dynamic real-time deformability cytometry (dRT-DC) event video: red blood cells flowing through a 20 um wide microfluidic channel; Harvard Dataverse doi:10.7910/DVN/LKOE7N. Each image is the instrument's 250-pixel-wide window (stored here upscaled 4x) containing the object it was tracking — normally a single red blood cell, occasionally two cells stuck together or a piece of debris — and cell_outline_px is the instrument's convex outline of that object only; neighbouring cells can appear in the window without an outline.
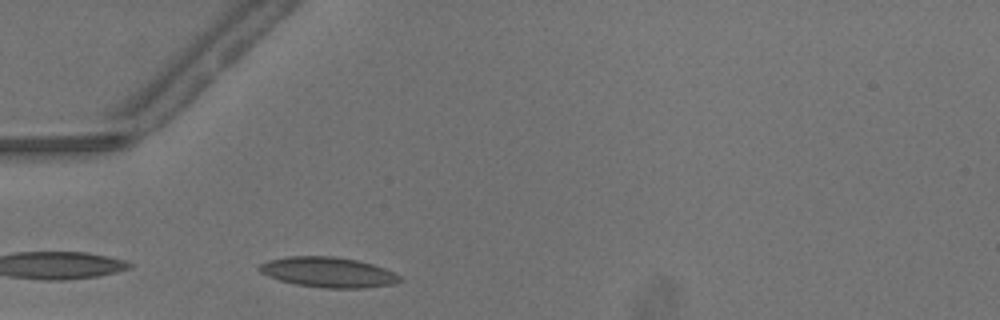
{"species": "common noctule bat (a hibernating species)", "species_latin": "Nyctalus noctula", "temperature_condition": "warm", "stored_images_in_passage": 5, "camera_frame_rate_fps": 3000, "um_per_image_px": 0.085, "animal": {"sex": "male", "body_mass_g": 13.3}, "frame": {"image": 1, "passage_image": 1, "time_ms": 0.0, "image_size_px": [1000, 320], "cell_outline_px": [[404, 280], [392, 284], [364, 288], [324, 288], [296, 284], [280, 280], [268, 276], [260, 272], [256, 268], [260, 264], [268, 260], [288, 256], [332, 256], [356, 260], [372, 264], [396, 272]], "centroid_in_image_um": [27.9, 23.14], "position_along_channel_um": 57.1, "area_um2": 24.8}}